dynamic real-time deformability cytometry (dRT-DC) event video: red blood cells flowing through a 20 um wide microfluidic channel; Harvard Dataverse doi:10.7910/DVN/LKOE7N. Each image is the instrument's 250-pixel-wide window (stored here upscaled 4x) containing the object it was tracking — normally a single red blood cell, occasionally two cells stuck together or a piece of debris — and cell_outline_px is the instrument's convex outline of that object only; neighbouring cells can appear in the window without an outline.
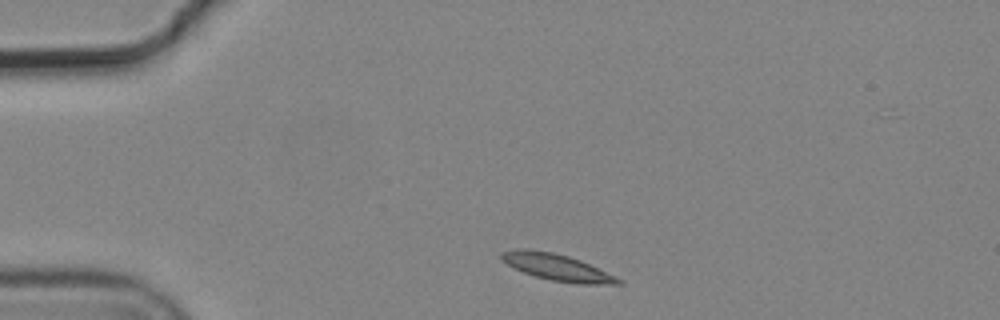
{"species": "common noctule bat (a hibernating species)", "species_latin": "Nyctalus noctula", "temperature_condition": "cold", "stored_images_in_passage": 3, "camera_frame_rate_fps": 3000, "um_per_image_px": 0.085, "animal": {"sex": "male", "body_mass_g": 19.2, "forearm_length_mm": 51.8}, "frame": {"image": 1, "passage_image": 1, "time_ms": 0.0, "image_size_px": [1000, 320], "cell_outline_px": [[624, 284], [576, 284], [552, 280], [536, 276], [524, 272], [500, 260], [500, 252], [520, 248], [528, 248], [552, 252], [568, 256], [580, 260], [624, 280]], "centroid_in_image_um": [47.35, 22.71], "position_along_channel_um": 37.6, "area_um2": 18.03}}